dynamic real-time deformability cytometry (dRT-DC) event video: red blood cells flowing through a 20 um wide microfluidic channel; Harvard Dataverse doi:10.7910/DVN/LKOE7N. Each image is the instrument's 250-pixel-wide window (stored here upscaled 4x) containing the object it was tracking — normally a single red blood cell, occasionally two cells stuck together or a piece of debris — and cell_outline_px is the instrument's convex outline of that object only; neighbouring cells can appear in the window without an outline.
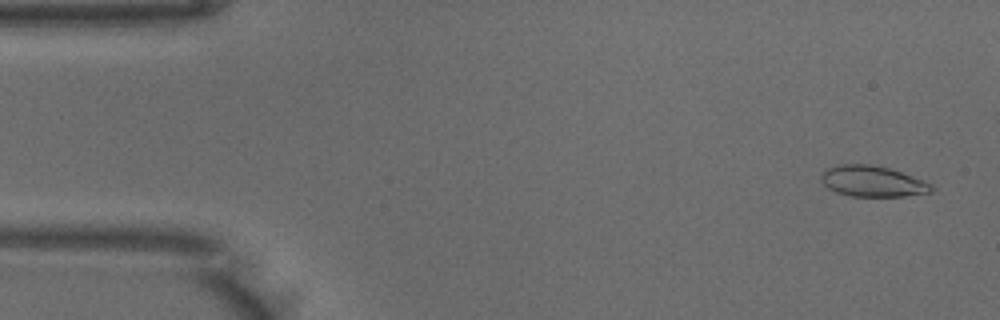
{"species": "common noctule bat (a hibernating species)", "species_latin": "Nyctalus noctula", "temperature_condition": "warm", "stored_images_in_passage": 44, "camera_frame_rate_fps": 3000, "um_per_image_px": 0.085, "animal": {"sex": "male", "body_mass_g": 18.8}, "frame": {"image": 1, "passage_image": 2, "time_ms": 0.333, "image_size_px": [1000, 320], "cell_outline_px": [[936, 188], [932, 192], [904, 196], [852, 196], [836, 192], [828, 188], [820, 180], [820, 172], [828, 168], [840, 164], [868, 164], [888, 168], [924, 180], [932, 184]], "centroid_in_image_um": [74.16, 15.41], "position_along_channel_um": 10.8, "area_um2": 19.88}}
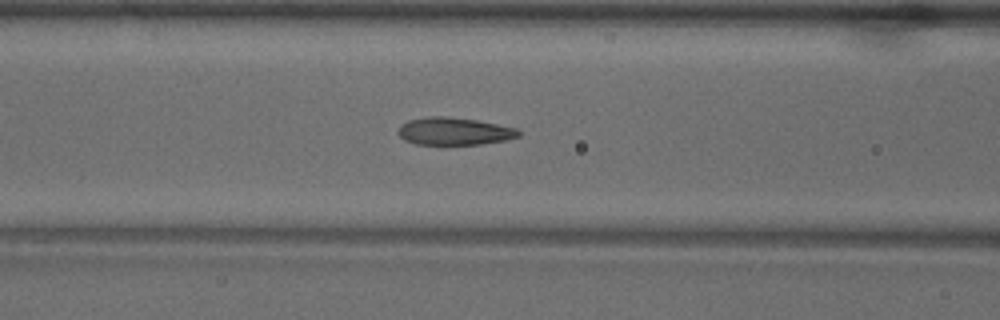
{"frame": {"image": 2, "passage_image": 19, "time_ms": 6.0, "image_size_px": [1000, 320], "cell_outline_px": [[520, 136], [504, 140], [480, 144], [416, 144], [404, 140], [400, 136], [400, 124], [408, 120], [428, 116], [448, 116], [476, 120], [516, 128], [520, 132]], "centroid_in_image_um": [38.59, 11.15], "position_along_channel_um": 128.0, "area_um2": 19.13}}
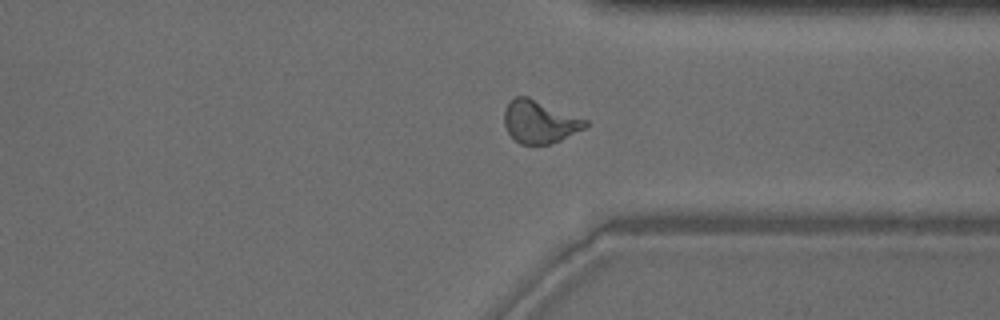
{"frame": {"image": 3, "passage_image": 37, "time_ms": 12.0, "image_size_px": [1000, 320], "cell_outline_px": [[588, 124], [584, 128], [560, 140], [548, 144], [520, 144], [508, 132], [504, 124], [504, 112], [508, 104], [516, 96], [528, 96], [588, 120]], "centroid_in_image_um": [45.86, 10.34], "position_along_channel_um": 365.5, "area_um2": 19.94}, "authors_computed_cell_mechanics": {"area_um2": 19.8543, "velocity_mm_per_s": 3.9784, "shape_relaxation_time_tau1_ms": 6.1794, "shape_relaxation_time_tau2_ms": 1.2168, "deformation_change_tau1": 0.1918, "deformation_change_tau2": 0.083}}